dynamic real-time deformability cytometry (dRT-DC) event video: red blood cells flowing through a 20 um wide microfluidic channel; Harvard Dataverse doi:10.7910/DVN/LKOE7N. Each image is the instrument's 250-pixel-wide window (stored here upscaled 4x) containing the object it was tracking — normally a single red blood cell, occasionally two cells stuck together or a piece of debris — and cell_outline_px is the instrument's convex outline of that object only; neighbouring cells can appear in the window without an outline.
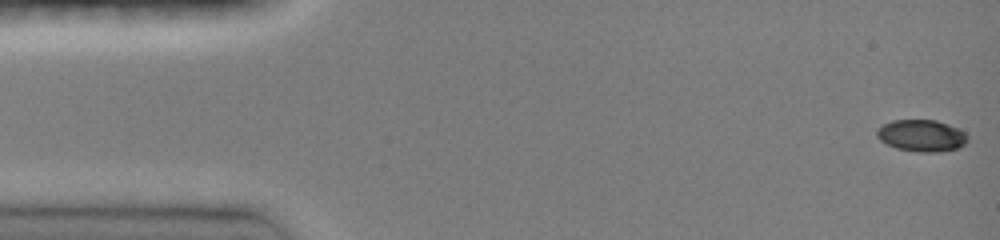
{"species": "common noctule bat (a hibernating species)", "species_latin": "Nyctalus noctula", "temperature_condition": "room temperature", "stored_images_in_passage": 48, "camera_frame_rate_fps": 3000, "um_per_image_px": 0.085, "animal": {"sex": "female", "body_mass_g": 19.0, "forearm_length_mm": 51.5}, "frame": {"image": 1, "passage_image": 1, "time_ms": 0.0, "image_size_px": [1000, 240], "cell_outline_px": [[968, 140], [964, 144], [956, 148], [936, 152], [916, 152], [896, 148], [880, 140], [876, 136], [876, 128], [892, 120], [936, 120], [948, 124], [964, 132], [968, 136]], "centroid_in_image_um": [78.3, 11.52], "position_along_channel_um": 6.7, "area_um2": 16.76}}
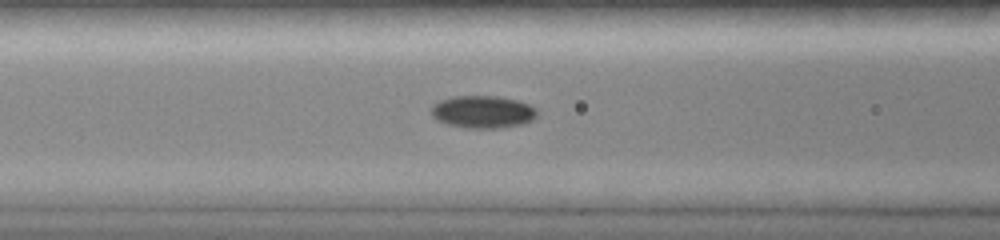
{"frame": {"image": 2, "passage_image": 19, "time_ms": 6.0, "image_size_px": [1000, 240], "cell_outline_px": [[540, 112], [532, 120], [524, 124], [500, 128], [464, 128], [448, 124], [436, 120], [432, 116], [432, 104], [440, 100], [452, 96], [496, 96], [516, 100], [528, 104], [536, 108]], "centroid_in_image_um": [41.04, 9.51], "position_along_channel_um": 125.6, "area_um2": 20.23}}
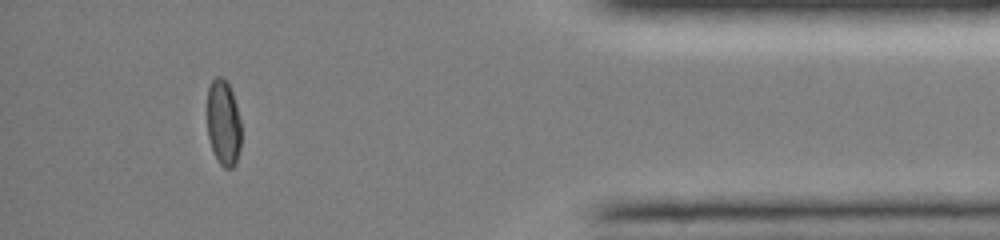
{"frame": {"image": 3, "passage_image": 43, "time_ms": 14.0, "image_size_px": [1000, 240], "cell_outline_px": [[240, 148], [236, 164], [232, 168], [224, 168], [220, 164], [212, 148], [208, 136], [208, 88], [212, 80], [216, 76], [220, 76], [228, 80], [236, 104], [240, 120]], "centroid_in_image_um": [19.0, 10.42], "position_along_channel_um": 416.2, "area_um2": 16.99}, "authors_computed_cell_mechanics": {"area_um2": 18.1781, "velocity_mm_per_s": 4.0583, "shape_relaxation_time_tau1_ms": null, "shape_relaxation_time_tau2_ms": 3.0462, "deformation_change_tau1": null, "deformation_change_tau2": 0.0186}}